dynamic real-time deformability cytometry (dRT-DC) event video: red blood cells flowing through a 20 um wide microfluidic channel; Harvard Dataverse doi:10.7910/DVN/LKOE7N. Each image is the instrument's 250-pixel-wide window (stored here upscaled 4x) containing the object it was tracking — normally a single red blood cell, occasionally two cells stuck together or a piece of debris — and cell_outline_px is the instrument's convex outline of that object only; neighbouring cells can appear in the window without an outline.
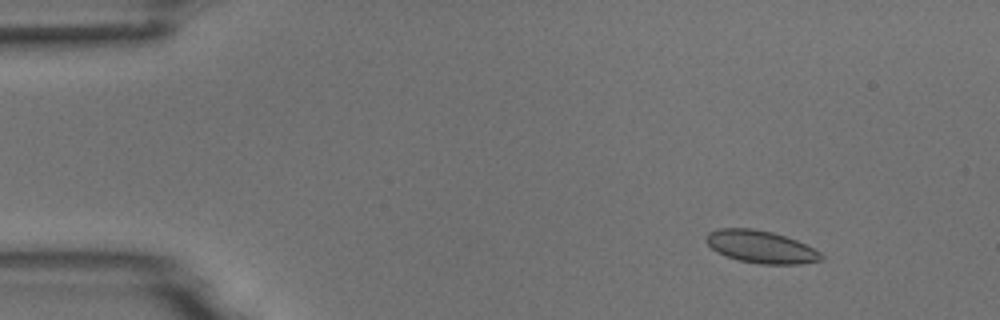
{"species": "common noctule bat (a hibernating species)", "species_latin": "Nyctalus noctula", "temperature_condition": "room temperature", "stored_images_in_passage": 4, "camera_frame_rate_fps": 3000, "um_per_image_px": 0.085, "animal": {"sex": "male", "body_mass_g": 18.8}, "frame": {"image": 1, "passage_image": 2, "time_ms": 1.333, "image_size_px": [1000, 320], "cell_outline_px": [[824, 260], [800, 264], [760, 264], [740, 260], [716, 252], [704, 240], [704, 236], [708, 232], [720, 228], [752, 228], [772, 232], [796, 240], [820, 252], [824, 256]], "centroid_in_image_um": [64.66, 20.98], "position_along_channel_um": 20.3, "area_um2": 21.73}}
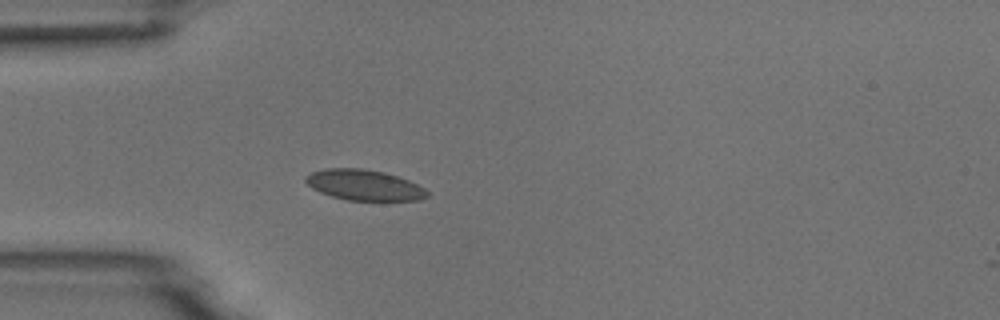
{"frame": {"image": 2, "passage_image": 4, "time_ms": 4.333, "image_size_px": [1000, 320], "cell_outline_px": [[428, 196], [420, 200], [348, 200], [332, 196], [320, 192], [312, 188], [304, 180], [304, 176], [312, 172], [324, 168], [364, 168], [384, 172], [408, 180], [424, 188], [428, 192]], "centroid_in_image_um": [30.93, 15.72], "position_along_channel_um": 54.1, "area_um2": 21.62}}